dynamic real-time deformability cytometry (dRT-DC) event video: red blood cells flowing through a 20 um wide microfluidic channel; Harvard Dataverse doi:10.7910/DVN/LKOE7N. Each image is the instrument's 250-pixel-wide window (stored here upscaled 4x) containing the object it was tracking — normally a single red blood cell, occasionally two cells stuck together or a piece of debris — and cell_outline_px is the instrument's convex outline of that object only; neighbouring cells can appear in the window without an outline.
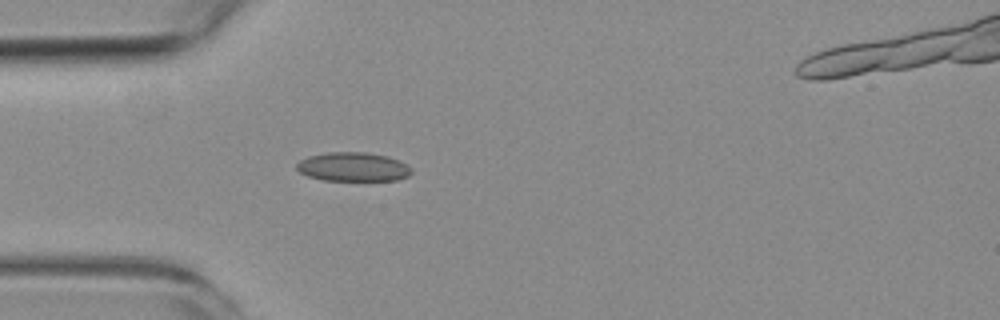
{"species": "common noctule bat (a hibernating species)", "species_latin": "Nyctalus noctula", "temperature_condition": "room temperature", "stored_images_in_passage": 3, "camera_frame_rate_fps": 3000, "um_per_image_px": 0.085, "animal": {"sex": "female", "body_mass_g": 19.3, "forearm_length_mm": 54.1}, "frame": {"image": 1, "passage_image": 2, "time_ms": 1.0, "image_size_px": [1000, 320], "cell_outline_px": [[412, 172], [408, 176], [396, 180], [324, 180], [308, 176], [300, 172], [296, 168], [296, 164], [300, 160], [308, 156], [328, 152], [368, 152], [388, 156], [400, 160], [408, 164], [412, 168]], "centroid_in_image_um": [30.04, 14.17], "position_along_channel_um": 55.0, "area_um2": 19.54}}